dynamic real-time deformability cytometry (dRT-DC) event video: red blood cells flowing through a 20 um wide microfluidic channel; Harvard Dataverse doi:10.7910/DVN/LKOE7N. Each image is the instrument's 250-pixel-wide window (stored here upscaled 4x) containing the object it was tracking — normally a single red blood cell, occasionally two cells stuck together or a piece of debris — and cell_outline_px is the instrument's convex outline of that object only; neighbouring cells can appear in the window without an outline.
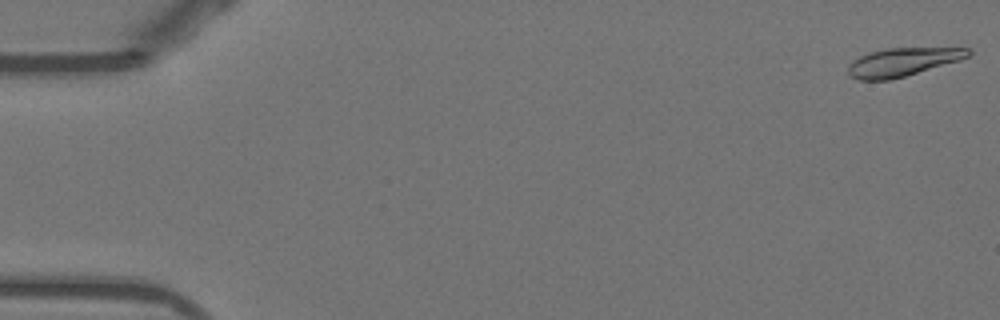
{"species": "Egyptian fruit bat (a non-hibernating species)", "species_latin": "Rousettus aegyptiacus", "temperature_condition": "warm", "stored_images_in_passage": 44, "camera_frame_rate_fps": 3000, "um_per_image_px": 0.085, "animal": {"sex": "female"}, "frame": {"image": 1, "passage_image": 1, "time_ms": 0.0, "image_size_px": [1000, 320], "cell_outline_px": [[972, 52], [968, 56], [960, 60], [904, 76], [888, 80], [860, 80], [848, 76], [848, 64], [852, 60], [860, 56], [884, 48], [968, 48]], "centroid_in_image_um": [76.67, 5.27], "position_along_channel_um": 8.3, "area_um2": 19.65}}
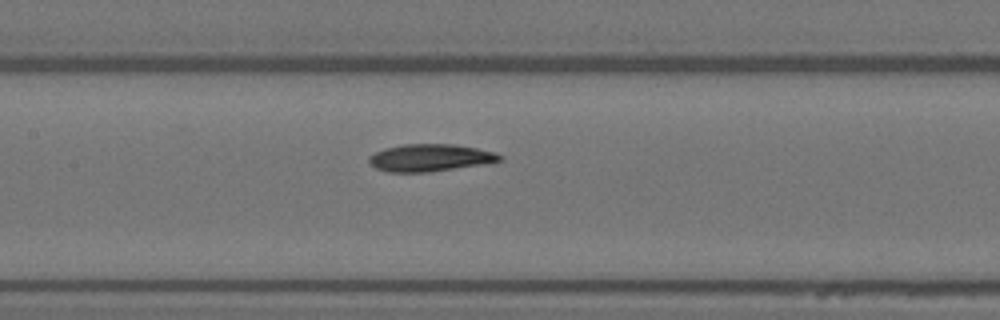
{"frame": {"image": 2, "passage_image": 25, "time_ms": 8.0, "image_size_px": [1000, 320], "cell_outline_px": [[504, 160], [492, 164], [428, 172], [388, 172], [376, 168], [368, 160], [368, 156], [384, 148], [404, 144], [452, 144], [476, 148], [496, 152], [504, 156]], "centroid_in_image_um": [36.65, 13.41], "position_along_channel_um": 170.7, "area_um2": 21.15}}
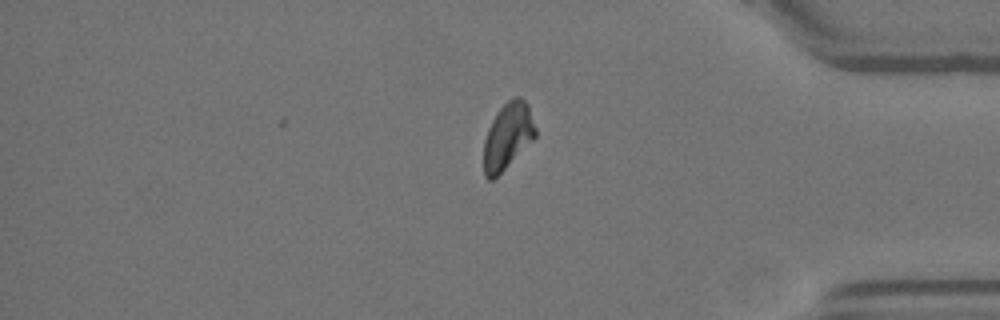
{"frame": {"image": 3, "passage_image": 44, "time_ms": 14.333, "image_size_px": [1000, 320], "cell_outline_px": [[536, 136], [492, 180], [488, 180], [484, 176], [484, 140], [488, 128], [492, 120], [500, 108], [508, 100], [516, 96], [520, 96], [528, 104], [536, 128]], "centroid_in_image_um": [43.15, 11.53], "position_along_channel_um": 392.1, "area_um2": 19.59}, "authors_computed_cell_mechanics": {"area_um2": 20.4612, "velocity_mm_per_s": 3.8784, "shape_relaxation_time_tau1_ms": 3.2913, "shape_relaxation_time_tau2_ms": 5.3038, "deformation_change_tau1": 0.1413, "deformation_change_tau2": 0.0787}}